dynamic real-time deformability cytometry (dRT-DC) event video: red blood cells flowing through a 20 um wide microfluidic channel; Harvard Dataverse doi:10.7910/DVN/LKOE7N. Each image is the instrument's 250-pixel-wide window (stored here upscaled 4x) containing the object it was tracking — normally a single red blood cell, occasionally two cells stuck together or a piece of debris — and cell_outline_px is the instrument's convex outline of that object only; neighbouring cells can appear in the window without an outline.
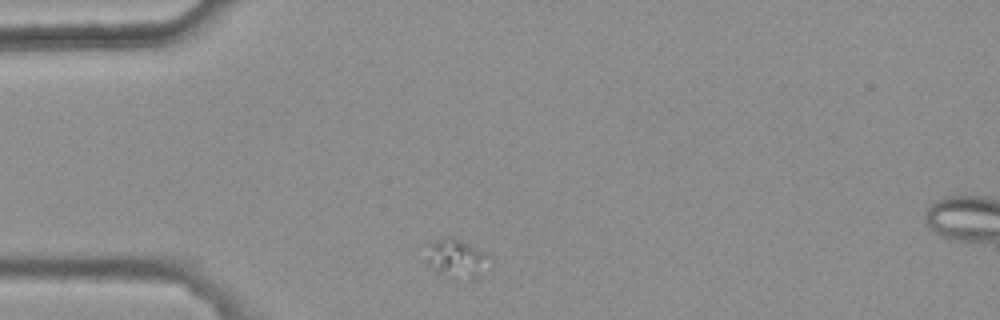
{"species": "common noctule bat (a hibernating species)", "species_latin": "Nyctalus noctula", "temperature_condition": "warm", "stored_images_in_passage": 2, "camera_frame_rate_fps": 3000, "um_per_image_px": 0.085, "animal": {"sex": "female", "body_mass_g": 25.1}, "frame": {"image": 1, "passage_image": 1, "time_ms": 0.0, "image_size_px": [1000, 320], "cell_outline_px": [[488, 256], [480, 276], [476, 280], [448, 280], [428, 260], [428, 244], [440, 236], [452, 236], [484, 252]], "centroid_in_image_um": [38.79, 21.99], "position_along_channel_um": 46.2, "area_um2": 14.05}}